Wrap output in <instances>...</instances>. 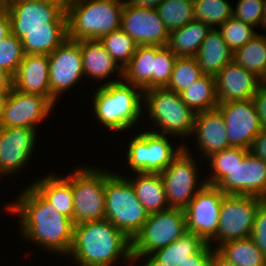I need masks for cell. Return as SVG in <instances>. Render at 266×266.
Returning <instances> with one entry per match:
<instances>
[{"label": "cell", "mask_w": 266, "mask_h": 266, "mask_svg": "<svg viewBox=\"0 0 266 266\" xmlns=\"http://www.w3.org/2000/svg\"><path fill=\"white\" fill-rule=\"evenodd\" d=\"M7 214L19 222V235L41 250L67 257L70 253L75 223L48 202L31 184L20 190L16 200L5 204ZM17 215V216H16Z\"/></svg>", "instance_id": "cell-1"}, {"label": "cell", "mask_w": 266, "mask_h": 266, "mask_svg": "<svg viewBox=\"0 0 266 266\" xmlns=\"http://www.w3.org/2000/svg\"><path fill=\"white\" fill-rule=\"evenodd\" d=\"M69 257L77 266H130L132 241L106 219L76 224Z\"/></svg>", "instance_id": "cell-2"}, {"label": "cell", "mask_w": 266, "mask_h": 266, "mask_svg": "<svg viewBox=\"0 0 266 266\" xmlns=\"http://www.w3.org/2000/svg\"><path fill=\"white\" fill-rule=\"evenodd\" d=\"M97 87L91 96V112L106 131L121 133L139 125L143 118V90L140 87L124 80Z\"/></svg>", "instance_id": "cell-3"}, {"label": "cell", "mask_w": 266, "mask_h": 266, "mask_svg": "<svg viewBox=\"0 0 266 266\" xmlns=\"http://www.w3.org/2000/svg\"><path fill=\"white\" fill-rule=\"evenodd\" d=\"M125 0H66L67 38L99 40L121 28Z\"/></svg>", "instance_id": "cell-4"}, {"label": "cell", "mask_w": 266, "mask_h": 266, "mask_svg": "<svg viewBox=\"0 0 266 266\" xmlns=\"http://www.w3.org/2000/svg\"><path fill=\"white\" fill-rule=\"evenodd\" d=\"M143 114L151 125L148 131L173 136L177 139H191L196 113L189 108L175 91L167 88H152L143 91ZM147 110V111H146ZM152 128V129H151ZM155 129V130H154Z\"/></svg>", "instance_id": "cell-5"}, {"label": "cell", "mask_w": 266, "mask_h": 266, "mask_svg": "<svg viewBox=\"0 0 266 266\" xmlns=\"http://www.w3.org/2000/svg\"><path fill=\"white\" fill-rule=\"evenodd\" d=\"M114 170L106 168L105 219L132 241L149 213L137 199L129 180Z\"/></svg>", "instance_id": "cell-6"}, {"label": "cell", "mask_w": 266, "mask_h": 266, "mask_svg": "<svg viewBox=\"0 0 266 266\" xmlns=\"http://www.w3.org/2000/svg\"><path fill=\"white\" fill-rule=\"evenodd\" d=\"M132 135L134 136L129 139L125 157L126 167L129 166L128 173H162L186 143L182 140L174 146L171 137L176 139L175 137L157 134L146 128Z\"/></svg>", "instance_id": "cell-7"}, {"label": "cell", "mask_w": 266, "mask_h": 266, "mask_svg": "<svg viewBox=\"0 0 266 266\" xmlns=\"http://www.w3.org/2000/svg\"><path fill=\"white\" fill-rule=\"evenodd\" d=\"M79 167H74V170H71L73 222L76 225L104 220L106 168L91 166V164Z\"/></svg>", "instance_id": "cell-8"}, {"label": "cell", "mask_w": 266, "mask_h": 266, "mask_svg": "<svg viewBox=\"0 0 266 266\" xmlns=\"http://www.w3.org/2000/svg\"><path fill=\"white\" fill-rule=\"evenodd\" d=\"M7 11L20 40L23 31L67 30L66 0H9Z\"/></svg>", "instance_id": "cell-9"}, {"label": "cell", "mask_w": 266, "mask_h": 266, "mask_svg": "<svg viewBox=\"0 0 266 266\" xmlns=\"http://www.w3.org/2000/svg\"><path fill=\"white\" fill-rule=\"evenodd\" d=\"M187 144H184L182 151L160 173L170 208L184 210L196 193L207 184L205 179L199 180L201 170Z\"/></svg>", "instance_id": "cell-10"}, {"label": "cell", "mask_w": 266, "mask_h": 266, "mask_svg": "<svg viewBox=\"0 0 266 266\" xmlns=\"http://www.w3.org/2000/svg\"><path fill=\"white\" fill-rule=\"evenodd\" d=\"M263 201L256 196L225 194L217 234L208 244L217 249L228 241L251 237L256 211Z\"/></svg>", "instance_id": "cell-11"}, {"label": "cell", "mask_w": 266, "mask_h": 266, "mask_svg": "<svg viewBox=\"0 0 266 266\" xmlns=\"http://www.w3.org/2000/svg\"><path fill=\"white\" fill-rule=\"evenodd\" d=\"M187 232L183 209L168 208L149 214L141 231L132 240V255L152 254Z\"/></svg>", "instance_id": "cell-12"}, {"label": "cell", "mask_w": 266, "mask_h": 266, "mask_svg": "<svg viewBox=\"0 0 266 266\" xmlns=\"http://www.w3.org/2000/svg\"><path fill=\"white\" fill-rule=\"evenodd\" d=\"M48 60L51 103L56 107L62 94L85 79L79 41L66 38L48 55Z\"/></svg>", "instance_id": "cell-13"}, {"label": "cell", "mask_w": 266, "mask_h": 266, "mask_svg": "<svg viewBox=\"0 0 266 266\" xmlns=\"http://www.w3.org/2000/svg\"><path fill=\"white\" fill-rule=\"evenodd\" d=\"M37 131L24 127H0V178L19 177L31 163L34 151L38 150Z\"/></svg>", "instance_id": "cell-14"}, {"label": "cell", "mask_w": 266, "mask_h": 266, "mask_svg": "<svg viewBox=\"0 0 266 266\" xmlns=\"http://www.w3.org/2000/svg\"><path fill=\"white\" fill-rule=\"evenodd\" d=\"M224 195L218 187L208 184L199 190L184 209L187 231L209 243L217 234Z\"/></svg>", "instance_id": "cell-15"}, {"label": "cell", "mask_w": 266, "mask_h": 266, "mask_svg": "<svg viewBox=\"0 0 266 266\" xmlns=\"http://www.w3.org/2000/svg\"><path fill=\"white\" fill-rule=\"evenodd\" d=\"M121 29L137 45H168L170 33L156 8L132 6L125 2L121 14Z\"/></svg>", "instance_id": "cell-16"}, {"label": "cell", "mask_w": 266, "mask_h": 266, "mask_svg": "<svg viewBox=\"0 0 266 266\" xmlns=\"http://www.w3.org/2000/svg\"><path fill=\"white\" fill-rule=\"evenodd\" d=\"M225 194L250 195L266 200V163L250 151L216 185Z\"/></svg>", "instance_id": "cell-17"}, {"label": "cell", "mask_w": 266, "mask_h": 266, "mask_svg": "<svg viewBox=\"0 0 266 266\" xmlns=\"http://www.w3.org/2000/svg\"><path fill=\"white\" fill-rule=\"evenodd\" d=\"M231 147L250 149L253 139L263 130L251 99L219 103Z\"/></svg>", "instance_id": "cell-18"}, {"label": "cell", "mask_w": 266, "mask_h": 266, "mask_svg": "<svg viewBox=\"0 0 266 266\" xmlns=\"http://www.w3.org/2000/svg\"><path fill=\"white\" fill-rule=\"evenodd\" d=\"M54 108L46 97L22 93L13 88L7 98L0 127L37 129Z\"/></svg>", "instance_id": "cell-19"}, {"label": "cell", "mask_w": 266, "mask_h": 266, "mask_svg": "<svg viewBox=\"0 0 266 266\" xmlns=\"http://www.w3.org/2000/svg\"><path fill=\"white\" fill-rule=\"evenodd\" d=\"M191 137L198 144L195 147L199 154L196 155H199L201 160H206L216 152L231 148L224 116L218 108L196 113Z\"/></svg>", "instance_id": "cell-20"}, {"label": "cell", "mask_w": 266, "mask_h": 266, "mask_svg": "<svg viewBox=\"0 0 266 266\" xmlns=\"http://www.w3.org/2000/svg\"><path fill=\"white\" fill-rule=\"evenodd\" d=\"M219 103L251 99L261 85L260 78L234 60L215 76Z\"/></svg>", "instance_id": "cell-21"}, {"label": "cell", "mask_w": 266, "mask_h": 266, "mask_svg": "<svg viewBox=\"0 0 266 266\" xmlns=\"http://www.w3.org/2000/svg\"><path fill=\"white\" fill-rule=\"evenodd\" d=\"M13 88L22 93L41 95L51 102L48 55L25 54L13 75Z\"/></svg>", "instance_id": "cell-22"}, {"label": "cell", "mask_w": 266, "mask_h": 266, "mask_svg": "<svg viewBox=\"0 0 266 266\" xmlns=\"http://www.w3.org/2000/svg\"><path fill=\"white\" fill-rule=\"evenodd\" d=\"M79 44L83 60L84 77H87L86 79L101 82L100 86L123 80V69L107 52L100 40H81ZM114 74L117 78H115L116 80L114 78L111 80L112 78L109 77H115Z\"/></svg>", "instance_id": "cell-23"}, {"label": "cell", "mask_w": 266, "mask_h": 266, "mask_svg": "<svg viewBox=\"0 0 266 266\" xmlns=\"http://www.w3.org/2000/svg\"><path fill=\"white\" fill-rule=\"evenodd\" d=\"M61 175L46 173L30 183L58 212L73 220L72 172Z\"/></svg>", "instance_id": "cell-24"}, {"label": "cell", "mask_w": 266, "mask_h": 266, "mask_svg": "<svg viewBox=\"0 0 266 266\" xmlns=\"http://www.w3.org/2000/svg\"><path fill=\"white\" fill-rule=\"evenodd\" d=\"M195 57L203 74L215 77L233 60V51L224 41L221 32L211 28Z\"/></svg>", "instance_id": "cell-25"}, {"label": "cell", "mask_w": 266, "mask_h": 266, "mask_svg": "<svg viewBox=\"0 0 266 266\" xmlns=\"http://www.w3.org/2000/svg\"><path fill=\"white\" fill-rule=\"evenodd\" d=\"M125 176L132 184L137 199L149 213H157L169 207L163 179L160 173H132Z\"/></svg>", "instance_id": "cell-26"}, {"label": "cell", "mask_w": 266, "mask_h": 266, "mask_svg": "<svg viewBox=\"0 0 266 266\" xmlns=\"http://www.w3.org/2000/svg\"><path fill=\"white\" fill-rule=\"evenodd\" d=\"M155 45H138L129 63L123 68V80L143 91L153 88Z\"/></svg>", "instance_id": "cell-27"}, {"label": "cell", "mask_w": 266, "mask_h": 266, "mask_svg": "<svg viewBox=\"0 0 266 266\" xmlns=\"http://www.w3.org/2000/svg\"><path fill=\"white\" fill-rule=\"evenodd\" d=\"M210 30L206 23L194 19L183 27L171 31L167 46L177 57H195Z\"/></svg>", "instance_id": "cell-28"}, {"label": "cell", "mask_w": 266, "mask_h": 266, "mask_svg": "<svg viewBox=\"0 0 266 266\" xmlns=\"http://www.w3.org/2000/svg\"><path fill=\"white\" fill-rule=\"evenodd\" d=\"M182 101L195 113L217 108L215 77L203 75L179 93Z\"/></svg>", "instance_id": "cell-29"}, {"label": "cell", "mask_w": 266, "mask_h": 266, "mask_svg": "<svg viewBox=\"0 0 266 266\" xmlns=\"http://www.w3.org/2000/svg\"><path fill=\"white\" fill-rule=\"evenodd\" d=\"M216 250L235 266H266V258L251 237L228 241Z\"/></svg>", "instance_id": "cell-30"}, {"label": "cell", "mask_w": 266, "mask_h": 266, "mask_svg": "<svg viewBox=\"0 0 266 266\" xmlns=\"http://www.w3.org/2000/svg\"><path fill=\"white\" fill-rule=\"evenodd\" d=\"M206 242L192 232H186L179 239L151 255L166 266H178L189 255L196 254Z\"/></svg>", "instance_id": "cell-31"}, {"label": "cell", "mask_w": 266, "mask_h": 266, "mask_svg": "<svg viewBox=\"0 0 266 266\" xmlns=\"http://www.w3.org/2000/svg\"><path fill=\"white\" fill-rule=\"evenodd\" d=\"M233 60L260 79L266 71V34L259 32L233 53Z\"/></svg>", "instance_id": "cell-32"}, {"label": "cell", "mask_w": 266, "mask_h": 266, "mask_svg": "<svg viewBox=\"0 0 266 266\" xmlns=\"http://www.w3.org/2000/svg\"><path fill=\"white\" fill-rule=\"evenodd\" d=\"M67 38V30L23 31L21 39L24 54L49 55Z\"/></svg>", "instance_id": "cell-33"}, {"label": "cell", "mask_w": 266, "mask_h": 266, "mask_svg": "<svg viewBox=\"0 0 266 266\" xmlns=\"http://www.w3.org/2000/svg\"><path fill=\"white\" fill-rule=\"evenodd\" d=\"M156 10L169 33L194 20L193 0H164Z\"/></svg>", "instance_id": "cell-34"}, {"label": "cell", "mask_w": 266, "mask_h": 266, "mask_svg": "<svg viewBox=\"0 0 266 266\" xmlns=\"http://www.w3.org/2000/svg\"><path fill=\"white\" fill-rule=\"evenodd\" d=\"M249 152V149L240 147H231L216 152L206 160L211 171L204 179L208 185L216 186L234 167L237 161H242L244 156Z\"/></svg>", "instance_id": "cell-35"}, {"label": "cell", "mask_w": 266, "mask_h": 266, "mask_svg": "<svg viewBox=\"0 0 266 266\" xmlns=\"http://www.w3.org/2000/svg\"><path fill=\"white\" fill-rule=\"evenodd\" d=\"M194 19L206 23L210 28L218 29L229 18L233 9L228 0H193Z\"/></svg>", "instance_id": "cell-36"}, {"label": "cell", "mask_w": 266, "mask_h": 266, "mask_svg": "<svg viewBox=\"0 0 266 266\" xmlns=\"http://www.w3.org/2000/svg\"><path fill=\"white\" fill-rule=\"evenodd\" d=\"M99 40L122 69L129 63L138 46L121 28L108 33Z\"/></svg>", "instance_id": "cell-37"}, {"label": "cell", "mask_w": 266, "mask_h": 266, "mask_svg": "<svg viewBox=\"0 0 266 266\" xmlns=\"http://www.w3.org/2000/svg\"><path fill=\"white\" fill-rule=\"evenodd\" d=\"M196 57H177L168 85V90L180 93L203 76Z\"/></svg>", "instance_id": "cell-38"}, {"label": "cell", "mask_w": 266, "mask_h": 266, "mask_svg": "<svg viewBox=\"0 0 266 266\" xmlns=\"http://www.w3.org/2000/svg\"><path fill=\"white\" fill-rule=\"evenodd\" d=\"M218 30L233 53L259 34L257 28L234 17L229 18Z\"/></svg>", "instance_id": "cell-39"}, {"label": "cell", "mask_w": 266, "mask_h": 266, "mask_svg": "<svg viewBox=\"0 0 266 266\" xmlns=\"http://www.w3.org/2000/svg\"><path fill=\"white\" fill-rule=\"evenodd\" d=\"M177 56L166 46H155L153 88L168 85Z\"/></svg>", "instance_id": "cell-40"}, {"label": "cell", "mask_w": 266, "mask_h": 266, "mask_svg": "<svg viewBox=\"0 0 266 266\" xmlns=\"http://www.w3.org/2000/svg\"><path fill=\"white\" fill-rule=\"evenodd\" d=\"M24 55L21 40L14 34L0 41V67L12 75L16 73Z\"/></svg>", "instance_id": "cell-41"}, {"label": "cell", "mask_w": 266, "mask_h": 266, "mask_svg": "<svg viewBox=\"0 0 266 266\" xmlns=\"http://www.w3.org/2000/svg\"><path fill=\"white\" fill-rule=\"evenodd\" d=\"M266 0H237L233 17L253 27L261 28Z\"/></svg>", "instance_id": "cell-42"}, {"label": "cell", "mask_w": 266, "mask_h": 266, "mask_svg": "<svg viewBox=\"0 0 266 266\" xmlns=\"http://www.w3.org/2000/svg\"><path fill=\"white\" fill-rule=\"evenodd\" d=\"M251 238L266 258V200L256 211Z\"/></svg>", "instance_id": "cell-43"}, {"label": "cell", "mask_w": 266, "mask_h": 266, "mask_svg": "<svg viewBox=\"0 0 266 266\" xmlns=\"http://www.w3.org/2000/svg\"><path fill=\"white\" fill-rule=\"evenodd\" d=\"M213 250L214 248L206 243L196 254L189 255L178 266H210Z\"/></svg>", "instance_id": "cell-44"}, {"label": "cell", "mask_w": 266, "mask_h": 266, "mask_svg": "<svg viewBox=\"0 0 266 266\" xmlns=\"http://www.w3.org/2000/svg\"><path fill=\"white\" fill-rule=\"evenodd\" d=\"M260 118L263 130H266V84L261 83L257 93L251 98Z\"/></svg>", "instance_id": "cell-45"}, {"label": "cell", "mask_w": 266, "mask_h": 266, "mask_svg": "<svg viewBox=\"0 0 266 266\" xmlns=\"http://www.w3.org/2000/svg\"><path fill=\"white\" fill-rule=\"evenodd\" d=\"M249 151L257 157L263 159L266 163V130H262L252 142Z\"/></svg>", "instance_id": "cell-46"}, {"label": "cell", "mask_w": 266, "mask_h": 266, "mask_svg": "<svg viewBox=\"0 0 266 266\" xmlns=\"http://www.w3.org/2000/svg\"><path fill=\"white\" fill-rule=\"evenodd\" d=\"M130 266H166V265L159 262L151 254H143V255H132Z\"/></svg>", "instance_id": "cell-47"}, {"label": "cell", "mask_w": 266, "mask_h": 266, "mask_svg": "<svg viewBox=\"0 0 266 266\" xmlns=\"http://www.w3.org/2000/svg\"><path fill=\"white\" fill-rule=\"evenodd\" d=\"M11 34V21L9 12L5 11L0 14V41Z\"/></svg>", "instance_id": "cell-48"}, {"label": "cell", "mask_w": 266, "mask_h": 266, "mask_svg": "<svg viewBox=\"0 0 266 266\" xmlns=\"http://www.w3.org/2000/svg\"><path fill=\"white\" fill-rule=\"evenodd\" d=\"M13 89V75L0 67V91H11Z\"/></svg>", "instance_id": "cell-49"}, {"label": "cell", "mask_w": 266, "mask_h": 266, "mask_svg": "<svg viewBox=\"0 0 266 266\" xmlns=\"http://www.w3.org/2000/svg\"><path fill=\"white\" fill-rule=\"evenodd\" d=\"M164 0H125L127 4L138 7L156 8Z\"/></svg>", "instance_id": "cell-50"}, {"label": "cell", "mask_w": 266, "mask_h": 266, "mask_svg": "<svg viewBox=\"0 0 266 266\" xmlns=\"http://www.w3.org/2000/svg\"><path fill=\"white\" fill-rule=\"evenodd\" d=\"M210 266H235L225 259L216 249L213 250Z\"/></svg>", "instance_id": "cell-51"}, {"label": "cell", "mask_w": 266, "mask_h": 266, "mask_svg": "<svg viewBox=\"0 0 266 266\" xmlns=\"http://www.w3.org/2000/svg\"><path fill=\"white\" fill-rule=\"evenodd\" d=\"M10 91H0V121L3 116L4 107L9 96Z\"/></svg>", "instance_id": "cell-52"}, {"label": "cell", "mask_w": 266, "mask_h": 266, "mask_svg": "<svg viewBox=\"0 0 266 266\" xmlns=\"http://www.w3.org/2000/svg\"><path fill=\"white\" fill-rule=\"evenodd\" d=\"M9 0H0V14L7 11Z\"/></svg>", "instance_id": "cell-53"}, {"label": "cell", "mask_w": 266, "mask_h": 266, "mask_svg": "<svg viewBox=\"0 0 266 266\" xmlns=\"http://www.w3.org/2000/svg\"><path fill=\"white\" fill-rule=\"evenodd\" d=\"M261 27H262L261 29H263V31H265L264 33H266V1H265V6H264V15H263V19L261 22Z\"/></svg>", "instance_id": "cell-54"}, {"label": "cell", "mask_w": 266, "mask_h": 266, "mask_svg": "<svg viewBox=\"0 0 266 266\" xmlns=\"http://www.w3.org/2000/svg\"><path fill=\"white\" fill-rule=\"evenodd\" d=\"M261 83L266 84V71L264 73V76L260 79Z\"/></svg>", "instance_id": "cell-55"}]
</instances>
